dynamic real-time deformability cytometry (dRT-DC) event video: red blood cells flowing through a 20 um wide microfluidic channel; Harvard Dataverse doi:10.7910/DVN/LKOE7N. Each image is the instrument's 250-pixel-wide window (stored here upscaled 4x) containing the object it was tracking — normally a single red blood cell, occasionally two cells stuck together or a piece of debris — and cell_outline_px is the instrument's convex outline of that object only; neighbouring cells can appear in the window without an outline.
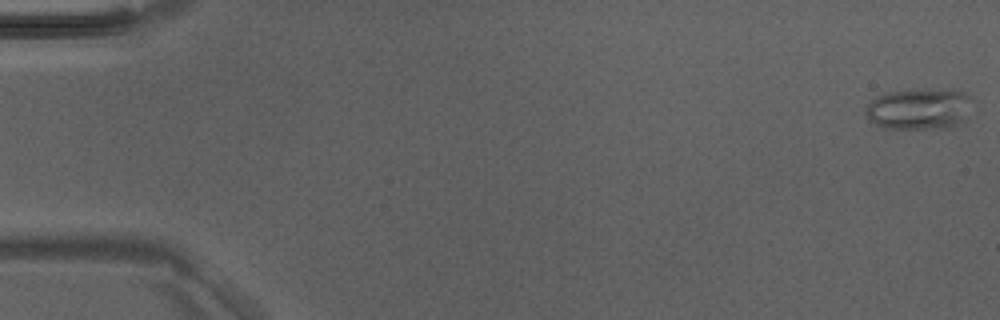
{"species": "Egyptian fruit bat (a non-hibernating species)", "species_latin": "Rousettus aegyptiacus", "temperature_condition": "room temperature", "stored_images_in_passage": 5, "camera_frame_rate_fps": 3000, "um_per_image_px": 0.085, "animal": {"sex": "male"}, "frame": {"image": 1, "passage_image": 1, "time_ms": 0.0, "image_size_px": [1000, 320], "cell_outline_px": [[968, 120], [956, 124], [940, 128], [884, 128], [876, 124], [864, 112], [864, 108], [876, 96], [884, 92], [928, 88], [952, 88], [964, 92], [968, 96]], "centroid_in_image_um": [78.11, 9.22], "position_along_channel_um": 6.9, "area_um2": 25.78}}